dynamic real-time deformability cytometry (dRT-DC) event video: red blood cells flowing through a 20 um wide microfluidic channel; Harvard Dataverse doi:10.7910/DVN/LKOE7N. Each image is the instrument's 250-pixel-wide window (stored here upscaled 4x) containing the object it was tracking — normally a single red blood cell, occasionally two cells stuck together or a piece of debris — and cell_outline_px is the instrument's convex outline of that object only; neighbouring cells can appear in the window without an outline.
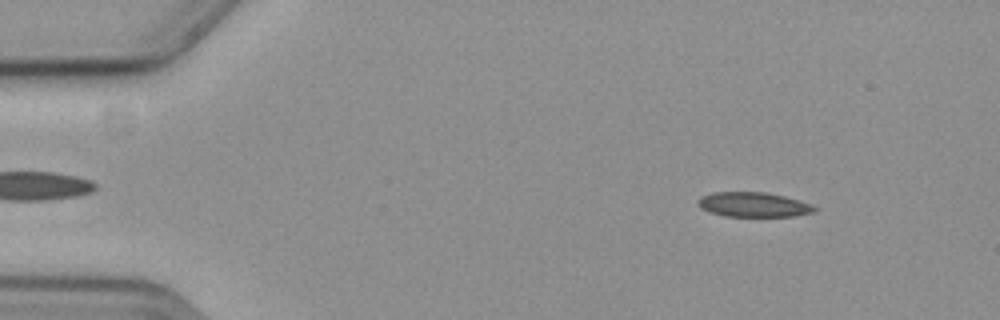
{"species": "common noctule bat (a hibernating species)", "species_latin": "Nyctalus noctula", "temperature_condition": "cold", "stored_images_in_passage": 13, "camera_frame_rate_fps": 3000, "um_per_image_px": 0.085, "animal": {"sex": "female", "body_mass_g": 19.3, "forearm_length_mm": 54.1}, "frame": {"image": 1, "passage_image": 7, "time_ms": 2.0, "image_size_px": [1000, 320], "cell_outline_px": [[816, 212], [792, 216], [724, 216], [708, 212], [700, 208], [696, 204], [696, 200], [700, 196], [712, 192], [764, 192], [784, 196], [808, 204], [816, 208]], "centroid_in_image_um": [63.94, 17.39], "position_along_channel_um": 21.1, "area_um2": 16.76}}